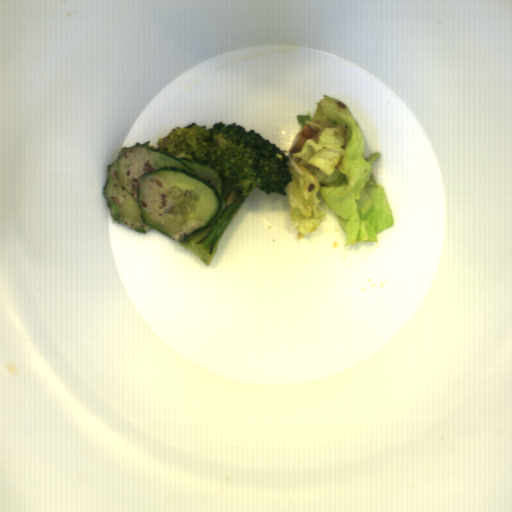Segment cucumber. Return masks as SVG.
<instances>
[{
  "label": "cucumber",
  "mask_w": 512,
  "mask_h": 512,
  "mask_svg": "<svg viewBox=\"0 0 512 512\" xmlns=\"http://www.w3.org/2000/svg\"><path fill=\"white\" fill-rule=\"evenodd\" d=\"M150 141L119 150L106 167L104 201L115 222L181 243L221 217L224 182L209 162L166 154Z\"/></svg>",
  "instance_id": "8b760119"
}]
</instances>
